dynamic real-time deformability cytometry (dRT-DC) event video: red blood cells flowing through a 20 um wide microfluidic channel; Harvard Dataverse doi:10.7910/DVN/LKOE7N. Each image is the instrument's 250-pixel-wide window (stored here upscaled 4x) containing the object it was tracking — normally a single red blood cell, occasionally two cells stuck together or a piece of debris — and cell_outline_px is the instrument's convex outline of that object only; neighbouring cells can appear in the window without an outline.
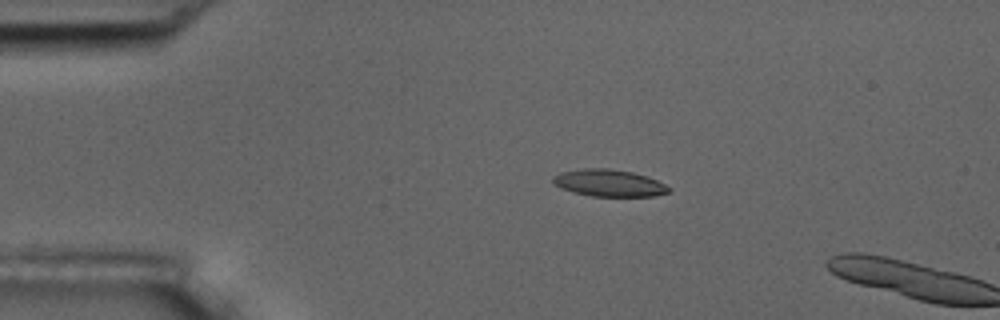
{"species": "common noctule bat (a hibernating species)", "species_latin": "Nyctalus noctula", "temperature_condition": "room temperature", "stored_images_in_passage": 5, "camera_frame_rate_fps": 3000, "um_per_image_px": 0.085, "animal": {"sex": "male", "body_mass_g": 17.5, "forearm_length_mm": 52.3}, "frame": {"image": 1, "passage_image": 4, "time_ms": 1.0, "image_size_px": [1000, 320], "cell_outline_px": [[672, 188], [668, 192], [652, 196], [592, 196], [560, 188], [552, 180], [552, 176], [560, 172], [584, 168], [608, 168], [632, 172], [656, 180]], "centroid_in_image_um": [51.74, 15.55], "position_along_channel_um": 33.3, "area_um2": 17.98}}